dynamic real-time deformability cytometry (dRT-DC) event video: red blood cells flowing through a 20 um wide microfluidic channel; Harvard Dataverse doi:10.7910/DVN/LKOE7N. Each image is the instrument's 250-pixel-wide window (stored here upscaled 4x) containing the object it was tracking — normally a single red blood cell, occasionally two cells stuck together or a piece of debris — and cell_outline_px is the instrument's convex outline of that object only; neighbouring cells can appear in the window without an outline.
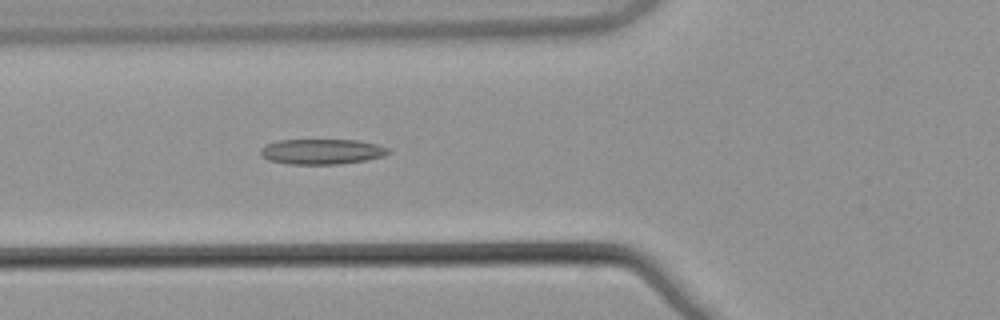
{"species": "common noctule bat (a hibernating species)", "species_latin": "Nyctalus noctula", "temperature_condition": "warm", "stored_images_in_passage": 54, "camera_frame_rate_fps": 3000, "um_per_image_px": 0.085, "animal": {"sex": "male", "body_mass_g": 21.5, "forearm_length_mm": 52.0}, "frame": {"image": 1, "passage_image": 20, "time_ms": 6.333, "image_size_px": [1000, 320], "cell_outline_px": [[392, 152], [384, 156], [364, 160], [340, 164], [288, 164], [268, 160], [260, 156], [260, 148], [264, 144], [276, 140], [360, 140], [376, 144], [388, 148]], "centroid_in_image_um": [27.31, 12.88], "position_along_channel_um": 98.5, "area_um2": 19.07}}
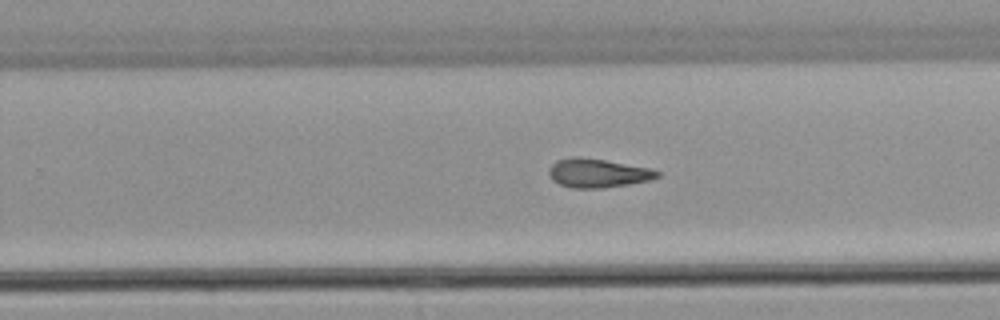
{"frame": {"image": 2, "passage_image": 34, "time_ms": 11.0, "image_size_px": [1000, 320], "cell_outline_px": [[660, 176], [648, 180], [628, 184], [604, 188], [572, 188], [560, 184], [552, 180], [548, 172], [548, 168], [556, 160], [576, 156], [580, 156], [652, 168], [660, 172]], "centroid_in_image_um": [50.79, 14.7], "position_along_channel_um": 279.0, "area_um2": 18.26}}
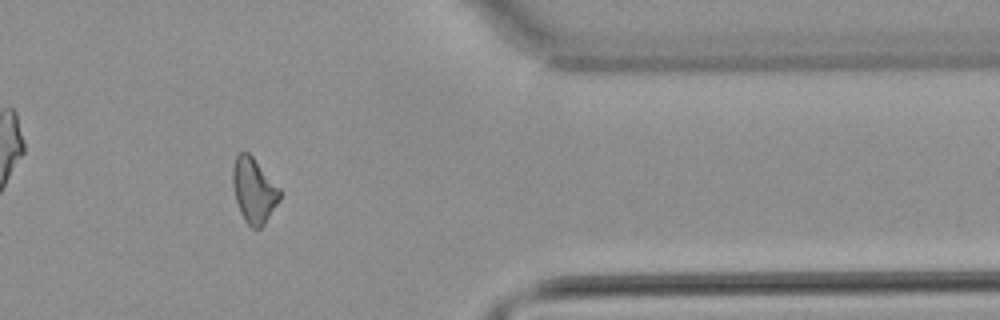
{"frame": {"image": 3, "passage_image": 44, "time_ms": 14.333, "image_size_px": [1000, 320], "cell_outline_px": [[280, 200], [264, 224], [260, 228], [252, 228], [244, 220], [240, 212], [236, 200], [232, 184], [232, 168], [236, 156], [240, 152], [248, 152], [252, 156], [280, 188]], "centroid_in_image_um": [21.57, 16.18], "position_along_channel_um": 389.8, "area_um2": 17.74}, "authors_computed_cell_mechanics": {"area_um2": 18.4382, "velocity_mm_per_s": 3.8724, "shape_relaxation_time_tau1_ms": null, "shape_relaxation_time_tau2_ms": 6.5348, "deformation_change_tau1": null, "deformation_change_tau2": 0.1723}}